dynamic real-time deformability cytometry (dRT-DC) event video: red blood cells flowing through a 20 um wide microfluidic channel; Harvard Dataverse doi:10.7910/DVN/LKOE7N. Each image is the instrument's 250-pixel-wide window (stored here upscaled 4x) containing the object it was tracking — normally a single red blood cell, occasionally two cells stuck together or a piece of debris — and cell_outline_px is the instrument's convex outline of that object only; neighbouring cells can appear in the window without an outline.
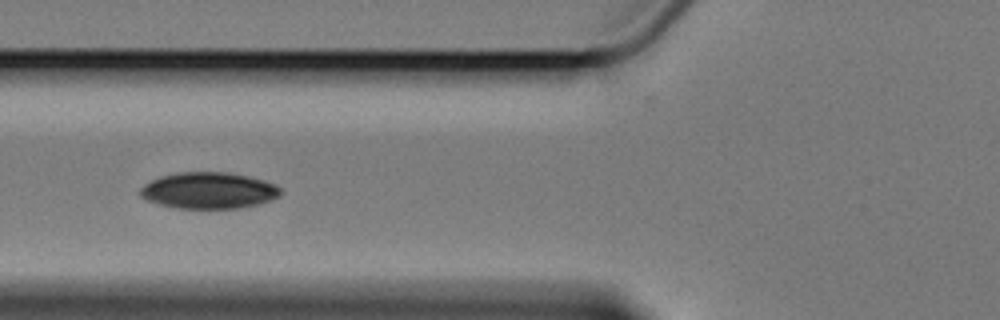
{"species": "Egyptian fruit bat (a non-hibernating species)", "species_latin": "Rousettus aegyptiacus", "temperature_condition": "cold", "stored_images_in_passage": 14, "camera_frame_rate_fps": 3000, "um_per_image_px": 0.085, "animal": {"sex": "female"}, "frame": {"image": 1, "passage_image": 5, "time_ms": 5.667, "image_size_px": [1000, 320], "cell_outline_px": [[284, 192], [280, 196], [272, 200], [260, 204], [240, 208], [172, 208], [148, 200], [140, 196], [140, 188], [144, 184], [160, 176], [180, 172], [228, 172], [248, 176], [264, 180], [276, 184]], "centroid_in_image_um": [17.79, 16.19], "position_along_channel_um": 108.0, "area_um2": 30.0}}
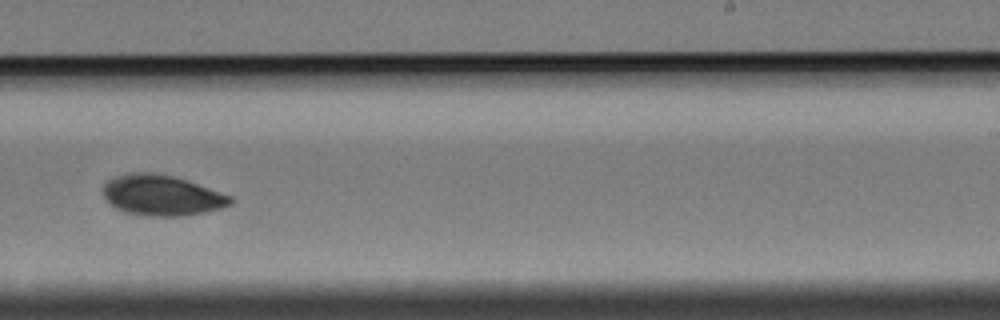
{"frame": {"image": 2, "passage_image": 9, "time_ms": 10.667, "image_size_px": [1000, 320], "cell_outline_px": [[232, 204], [220, 208], [204, 212], [180, 216], [148, 216], [124, 212], [116, 208], [104, 196], [104, 184], [112, 176], [132, 172], [152, 172], [172, 176], [232, 196]], "centroid_in_image_um": [13.72, 16.6], "position_along_channel_um": 275.3, "area_um2": 29.77}}
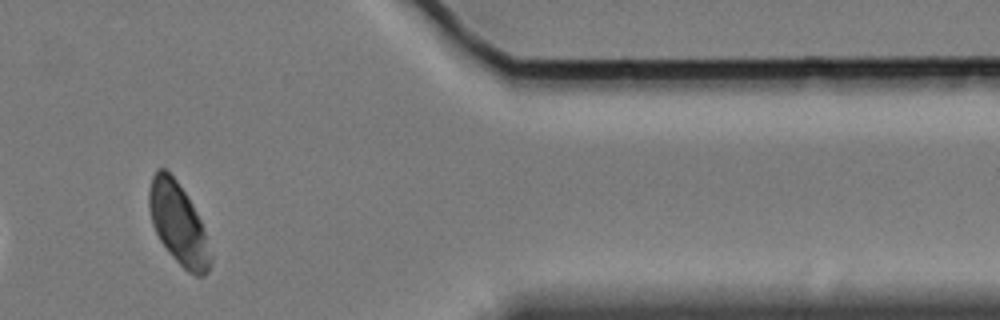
{"frame": {"image": 3, "passage_image": 12, "time_ms": 15.0, "image_size_px": [1000, 320], "cell_outline_px": [[212, 260], [208, 272], [204, 276], [196, 276], [188, 272], [168, 252], [160, 240], [152, 224], [148, 208], [148, 192], [152, 176], [156, 168], [164, 168], [176, 180], [192, 204], [200, 220], [212, 256]], "centroid_in_image_um": [15.13, 19.03], "position_along_channel_um": 396.3, "area_um2": 28.96}}